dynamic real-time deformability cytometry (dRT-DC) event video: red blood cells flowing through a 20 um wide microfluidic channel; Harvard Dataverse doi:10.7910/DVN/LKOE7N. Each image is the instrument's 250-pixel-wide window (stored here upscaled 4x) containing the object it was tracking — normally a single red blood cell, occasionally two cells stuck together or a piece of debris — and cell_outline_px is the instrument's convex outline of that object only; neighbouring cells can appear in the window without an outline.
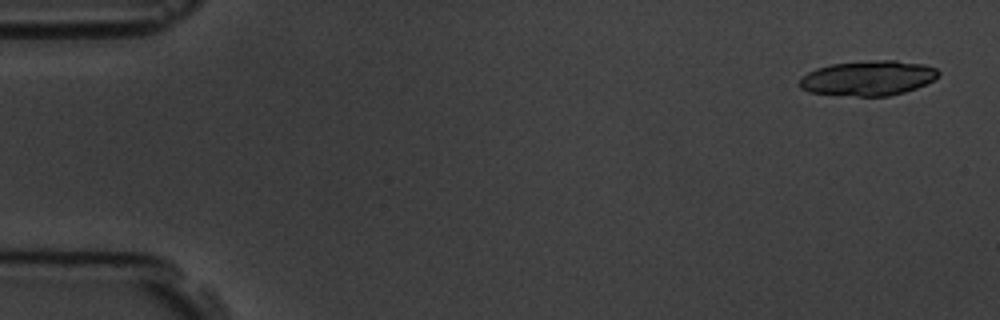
{"species": "common noctule bat (a hibernating species)", "species_latin": "Nyctalus noctula", "temperature_condition": "room temperature", "stored_images_in_passage": 13, "segment_of_instrument_passage": [1, 2], "camera_frame_rate_fps": 3000, "um_per_image_px": 0.085, "animal": {"sex": "male", "body_mass_g": 19.5, "forearm_length_mm": 54.6}, "frame": {"image": 1, "passage_image": 1, "time_ms": 0.0, "image_size_px": [1000, 320], "cell_outline_px": [[940, 76], [916, 88], [904, 92], [888, 96], [856, 96], [808, 92], [800, 88], [800, 76], [816, 68], [832, 64], [872, 60], [896, 60], [924, 64], [936, 68], [940, 72]], "centroid_in_image_um": [73.79, 6.63], "position_along_channel_um": 11.2, "area_um2": 28.32}}